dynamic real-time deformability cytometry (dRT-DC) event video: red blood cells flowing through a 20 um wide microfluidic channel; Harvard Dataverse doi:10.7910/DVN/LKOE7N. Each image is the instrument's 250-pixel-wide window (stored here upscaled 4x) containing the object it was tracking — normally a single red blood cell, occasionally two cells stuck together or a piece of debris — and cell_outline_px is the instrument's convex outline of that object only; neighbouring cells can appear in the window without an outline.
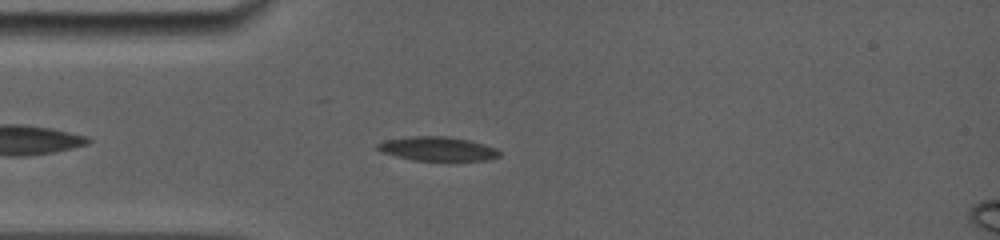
{"species": "common noctule bat (a hibernating species)", "species_latin": "Nyctalus noctula", "temperature_condition": "room temperature", "stored_images_in_passage": 28, "camera_frame_rate_fps": 5000, "um_per_image_px": 0.085, "animal": {"sex": "female", "body_mass_g": 19.0, "forearm_length_mm": 56.7}, "frame": {"image": 1, "passage_image": 3, "time_ms": 1.0, "image_size_px": [1000, 240], "cell_outline_px": [[500, 156], [488, 160], [412, 160], [380, 152], [376, 148], [376, 144], [384, 140], [408, 136], [448, 136], [468, 140], [484, 144], [496, 148], [500, 152]], "centroid_in_image_um": [37.15, 12.64], "position_along_channel_um": 47.8, "area_um2": 17.17}}
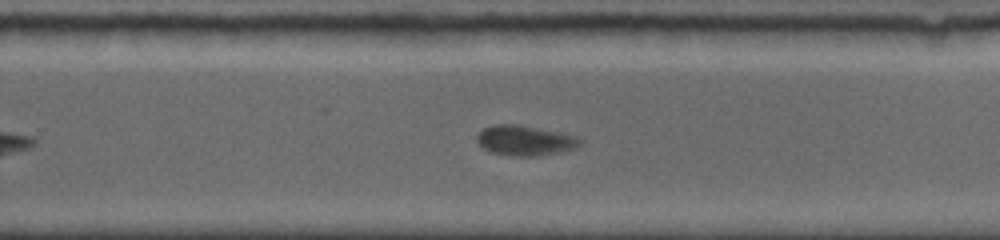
{"frame": {"image": 2, "passage_image": 15, "time_ms": 7.4, "image_size_px": [1000, 240], "cell_outline_px": [[584, 140], [580, 144], [572, 148], [556, 152], [532, 156], [516, 156], [492, 152], [484, 148], [476, 140], [476, 136], [484, 128], [492, 124], [516, 124], [576, 136]], "centroid_in_image_um": [44.58, 11.93], "position_along_channel_um": 285.2, "area_um2": 17.57}}
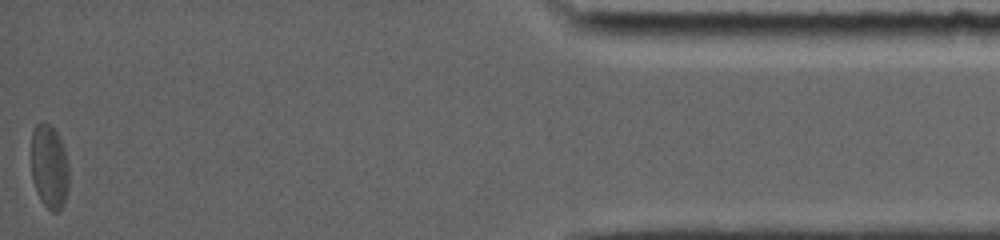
{"frame": {"image": 3, "passage_image": 28, "time_ms": 13.0, "image_size_px": [1000, 240], "cell_outline_px": [[68, 188], [64, 204], [56, 212], [52, 212], [40, 200], [36, 192], [32, 180], [32, 132], [36, 124], [40, 120], [44, 120], [52, 124], [60, 136], [64, 148], [68, 164]], "centroid_in_image_um": [4.19, 14.11], "position_along_channel_um": 431.0, "area_um2": 18.84}, "authors_computed_cell_mechanics": {"area_um2": 18.3226, "velocity_mm_per_s": 3.8451, "shape_relaxation_time_tau1_ms": 5.7911, "shape_relaxation_time_tau2_ms": 1.0096, "deformation_change_tau1": 0.1508, "deformation_change_tau2": 0.039}}